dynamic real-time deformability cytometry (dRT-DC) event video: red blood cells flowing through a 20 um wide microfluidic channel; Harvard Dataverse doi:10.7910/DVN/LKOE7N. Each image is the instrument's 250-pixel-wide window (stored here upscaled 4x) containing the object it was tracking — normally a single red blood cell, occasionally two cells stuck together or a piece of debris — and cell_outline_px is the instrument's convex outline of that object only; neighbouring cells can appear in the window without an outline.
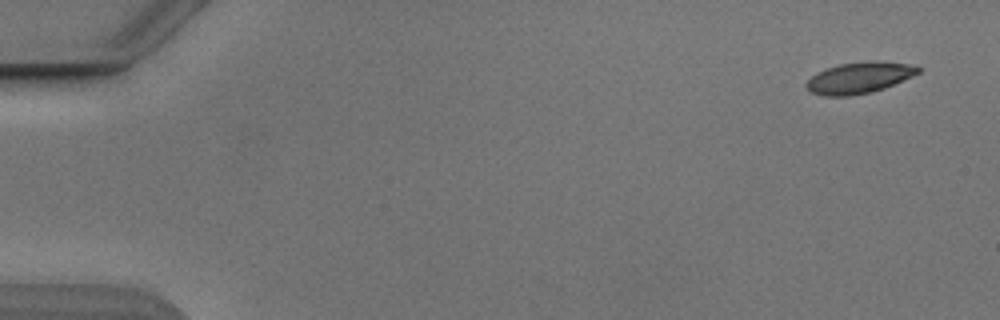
{"species": "Egyptian fruit bat (a non-hibernating species)", "species_latin": "Rousettus aegyptiacus", "temperature_condition": "cold", "stored_images_in_passage": 12, "camera_frame_rate_fps": 3000, "um_per_image_px": 0.085, "animal": {"sex": "male"}, "frame": {"image": 1, "passage_image": 1, "time_ms": 0.0, "image_size_px": [1000, 320], "cell_outline_px": [[920, 72], [912, 76], [884, 88], [872, 92], [848, 96], [824, 96], [812, 92], [804, 84], [816, 72], [840, 64], [868, 60], [876, 60], [916, 64], [920, 68]], "centroid_in_image_um": [73.07, 6.59], "position_along_channel_um": 11.9, "area_um2": 20.46}}